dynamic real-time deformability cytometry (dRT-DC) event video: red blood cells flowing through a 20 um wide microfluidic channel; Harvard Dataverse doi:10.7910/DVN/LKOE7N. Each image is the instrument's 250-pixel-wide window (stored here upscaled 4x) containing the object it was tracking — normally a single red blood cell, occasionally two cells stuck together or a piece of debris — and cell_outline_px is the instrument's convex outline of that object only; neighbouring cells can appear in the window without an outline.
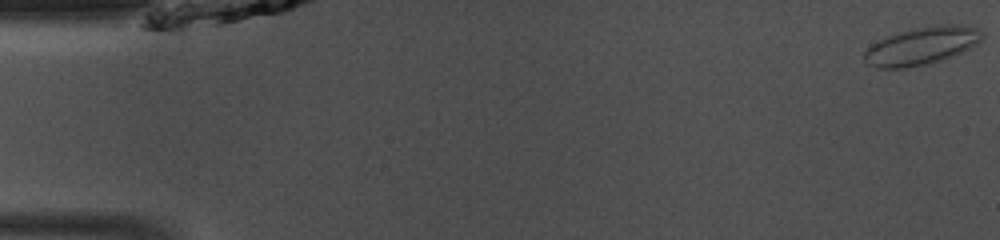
{"species": "common noctule bat (a hibernating species)", "species_latin": "Nyctalus noctula", "temperature_condition": "room temperature", "stored_images_in_passage": 48, "camera_frame_rate_fps": 3000, "um_per_image_px": 0.085, "animal": {"sex": "male", "body_mass_g": 13.0, "forearm_length_mm": 53.1}, "frame": {"image": 1, "passage_image": 1, "time_ms": 0.0, "image_size_px": [1000, 240], "cell_outline_px": [[984, 36], [976, 44], [952, 56], [940, 60], [924, 64], [904, 68], [876, 68], [868, 64], [864, 60], [864, 52], [872, 44], [888, 36], [912, 28], [932, 24], [960, 24], [980, 28], [984, 32]], "centroid_in_image_um": [78.36, 3.87], "position_along_channel_um": 6.6, "area_um2": 25.89}}
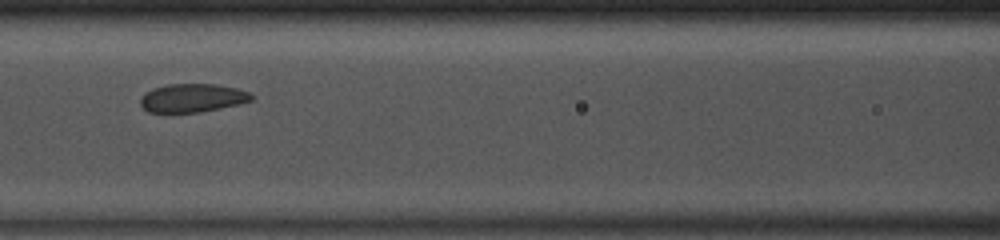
{"frame": {"image": 2, "passage_image": 21, "time_ms": 6.667, "image_size_px": [1000, 240], "cell_outline_px": [[252, 100], [240, 104], [200, 112], [148, 112], [140, 104], [140, 96], [152, 88], [168, 84], [212, 84], [236, 88], [252, 92]], "centroid_in_image_um": [16.35, 8.32], "position_along_channel_um": 150.3, "area_um2": 18.44}}
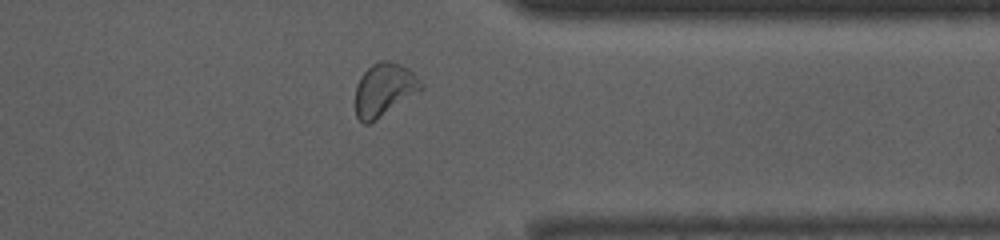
{"frame": {"image": 3, "passage_image": 38, "time_ms": 12.333, "image_size_px": [1000, 240], "cell_outline_px": [[424, 88], [376, 120], [368, 124], [364, 124], [356, 116], [356, 84], [360, 76], [372, 64], [380, 60], [392, 60], [408, 68], [424, 84]], "centroid_in_image_um": [32.65, 7.6], "position_along_channel_um": 378.7, "area_um2": 20.29}, "authors_computed_cell_mechanics": {"area_um2": 20.3745, "velocity_mm_per_s": 4.1387, "shape_relaxation_time_tau1_ms": 8.7743, "shape_relaxation_time_tau2_ms": 1.5529, "deformation_change_tau1": 0.112, "deformation_change_tau2": 0.0477}}